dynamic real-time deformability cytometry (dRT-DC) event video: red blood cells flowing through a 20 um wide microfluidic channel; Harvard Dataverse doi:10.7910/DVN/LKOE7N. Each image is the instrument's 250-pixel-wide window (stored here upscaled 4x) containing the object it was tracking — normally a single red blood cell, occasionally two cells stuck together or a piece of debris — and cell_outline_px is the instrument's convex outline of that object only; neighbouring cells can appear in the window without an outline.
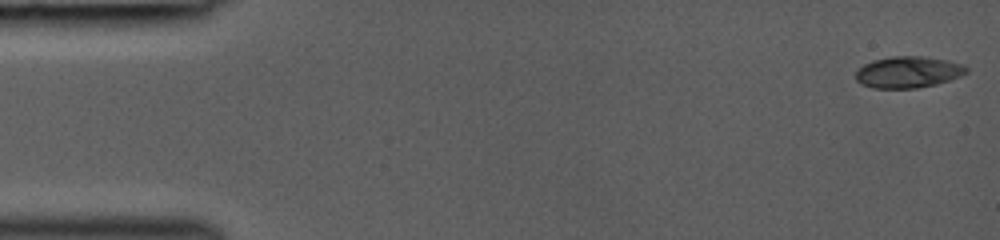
{"species": "common noctule bat (a hibernating species)", "species_latin": "Nyctalus noctula", "temperature_condition": "room temperature", "stored_images_in_passage": 43, "camera_frame_rate_fps": 3000, "um_per_image_px": 0.085, "animal": {"sex": "female", "body_mass_g": 19.0, "forearm_length_mm": 53.3}, "frame": {"image": 1, "passage_image": 1, "time_ms": 0.0, "image_size_px": [1000, 240], "cell_outline_px": [[968, 72], [960, 76], [936, 84], [916, 88], [872, 88], [860, 84], [856, 80], [856, 72], [864, 64], [872, 60], [892, 56], [924, 56], [948, 60], [964, 64], [968, 68]], "centroid_in_image_um": [77.2, 6.12], "position_along_channel_um": 7.8, "area_um2": 20.4}}
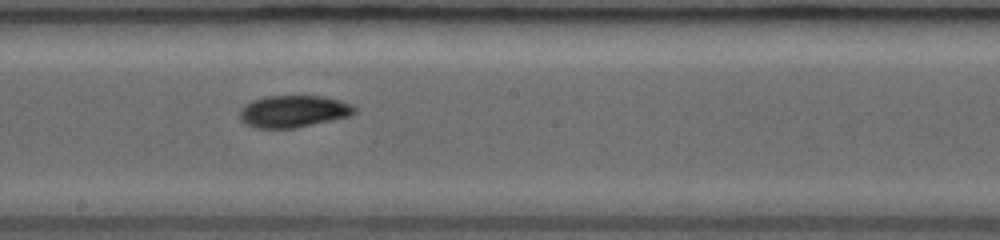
{"frame": {"image": 2, "passage_image": 25, "time_ms": 8.0, "image_size_px": [1000, 240], "cell_outline_px": [[356, 112], [352, 116], [292, 128], [252, 128], [244, 124], [240, 120], [240, 108], [252, 100], [264, 96], [324, 96], [340, 100], [352, 104], [356, 108]], "centroid_in_image_um": [24.93, 9.46], "position_along_channel_um": 223.3, "area_um2": 21.62}}
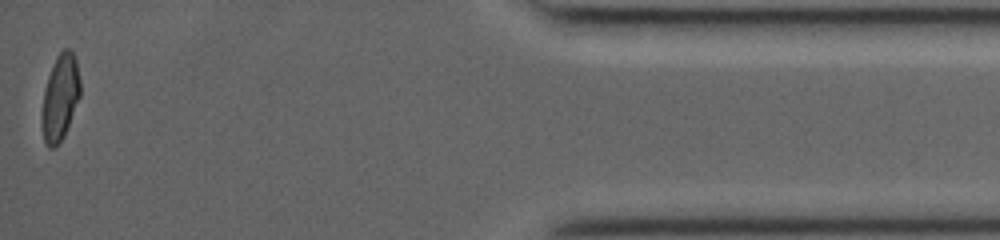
{"frame": {"image": 3, "passage_image": 43, "time_ms": 14.0, "image_size_px": [1000, 240], "cell_outline_px": [[80, 96], [64, 136], [52, 148], [48, 148], [44, 140], [40, 124], [40, 116], [44, 88], [48, 76], [56, 56], [64, 48], [68, 48], [76, 56], [80, 80]], "centroid_in_image_um": [5.09, 8.27], "position_along_channel_um": 430.1, "area_um2": 19.48}}